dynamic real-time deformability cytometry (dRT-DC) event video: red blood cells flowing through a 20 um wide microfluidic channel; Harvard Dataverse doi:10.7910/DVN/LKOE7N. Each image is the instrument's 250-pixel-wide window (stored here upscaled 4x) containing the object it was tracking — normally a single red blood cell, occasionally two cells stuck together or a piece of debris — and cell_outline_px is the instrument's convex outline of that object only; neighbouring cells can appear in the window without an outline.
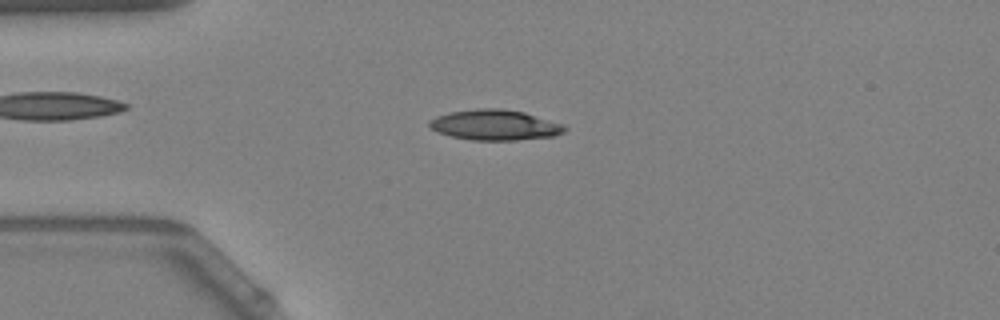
{"species": "Egyptian fruit bat (a non-hibernating species)", "species_latin": "Rousettus aegyptiacus", "temperature_condition": "warm", "stored_images_in_passage": 44, "camera_frame_rate_fps": 3000, "um_per_image_px": 0.085, "animal": {"sex": "female"}, "frame": {"image": 1, "passage_image": 4, "time_ms": 1.0, "image_size_px": [1000, 320], "cell_outline_px": [[568, 128], [564, 132], [552, 136], [516, 140], [472, 140], [452, 136], [436, 132], [428, 128], [428, 120], [436, 116], [448, 112], [476, 108], [500, 108], [524, 112], [564, 124]], "centroid_in_image_um": [42.02, 10.61], "position_along_channel_um": 43.0, "area_um2": 24.22}}
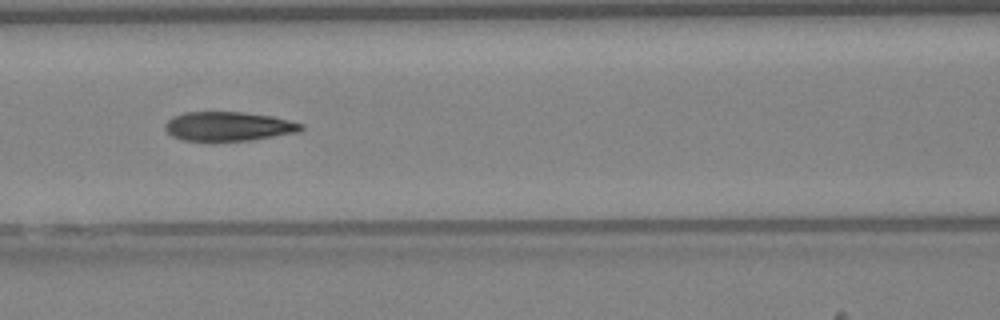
{"frame": {"image": 2, "passage_image": 14, "time_ms": 4.333, "image_size_px": [1000, 320], "cell_outline_px": [[304, 128], [296, 132], [248, 140], [212, 144], [184, 140], [172, 136], [164, 128], [164, 124], [172, 116], [184, 112], [240, 112], [272, 116], [304, 124]], "centroid_in_image_um": [19.33, 10.77], "position_along_channel_um": 147.3, "area_um2": 23.7}}
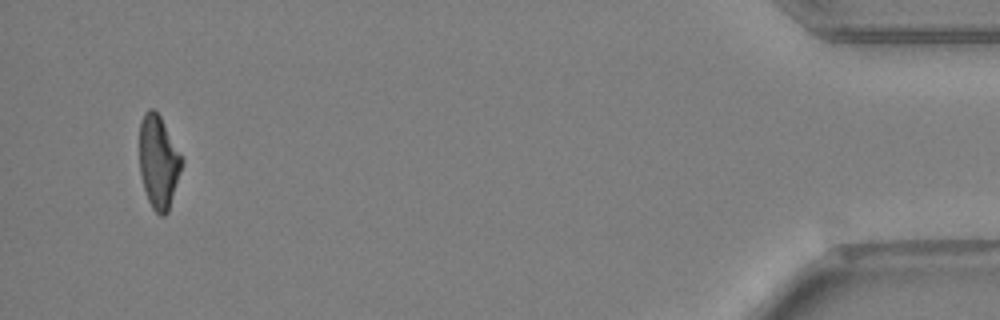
{"frame": {"image": 3, "passage_image": 42, "time_ms": 13.667, "image_size_px": [1000, 320], "cell_outline_px": [[184, 164], [168, 212], [164, 216], [160, 216], [152, 208], [148, 200], [144, 188], [140, 172], [140, 120], [144, 112], [148, 108], [152, 108], [160, 116], [184, 160]], "centroid_in_image_um": [13.49, 13.77], "position_along_channel_um": 421.7, "area_um2": 23.06}, "authors_computed_cell_mechanics": {"area_um2": 23.8136, "velocity_mm_per_s": 3.8057, "shape_relaxation_time_tau1_ms": 6.9436, "shape_relaxation_time_tau2_ms": 2.1308, "deformation_change_tau1": 0.214, "deformation_change_tau2": 0.0932}}